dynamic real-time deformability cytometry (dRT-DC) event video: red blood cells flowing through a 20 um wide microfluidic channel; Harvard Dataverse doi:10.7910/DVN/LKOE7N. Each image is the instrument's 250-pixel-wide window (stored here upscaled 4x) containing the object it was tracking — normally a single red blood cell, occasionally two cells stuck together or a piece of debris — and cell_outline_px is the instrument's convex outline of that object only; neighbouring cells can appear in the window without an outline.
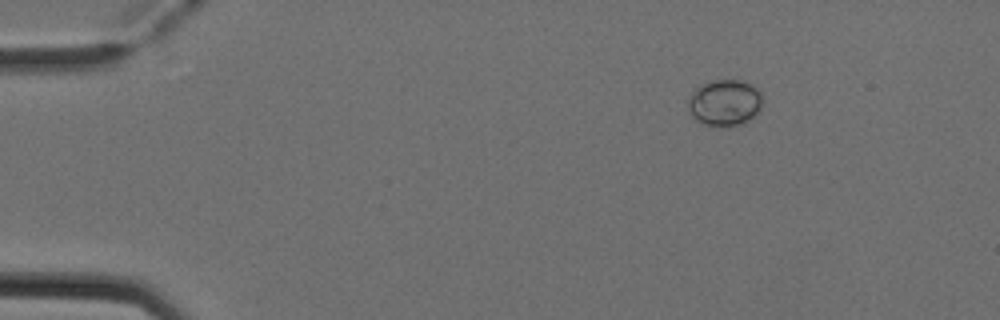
{"species": "Egyptian fruit bat (a non-hibernating species)", "species_latin": "Rousettus aegyptiacus", "temperature_condition": "cold", "stored_images_in_passage": 3, "camera_frame_rate_fps": 3000, "um_per_image_px": 0.085, "animal": {"sex": "female"}, "frame": {"image": 1, "passage_image": 1, "time_ms": 0.0, "image_size_px": [1000, 320], "cell_outline_px": [[760, 112], [744, 124], [720, 128], [704, 124], [696, 120], [692, 116], [688, 108], [688, 96], [696, 88], [704, 84], [716, 80], [744, 80], [752, 84], [760, 92]], "centroid_in_image_um": [61.6, 8.76], "position_along_channel_um": 23.4, "area_um2": 20.35}}